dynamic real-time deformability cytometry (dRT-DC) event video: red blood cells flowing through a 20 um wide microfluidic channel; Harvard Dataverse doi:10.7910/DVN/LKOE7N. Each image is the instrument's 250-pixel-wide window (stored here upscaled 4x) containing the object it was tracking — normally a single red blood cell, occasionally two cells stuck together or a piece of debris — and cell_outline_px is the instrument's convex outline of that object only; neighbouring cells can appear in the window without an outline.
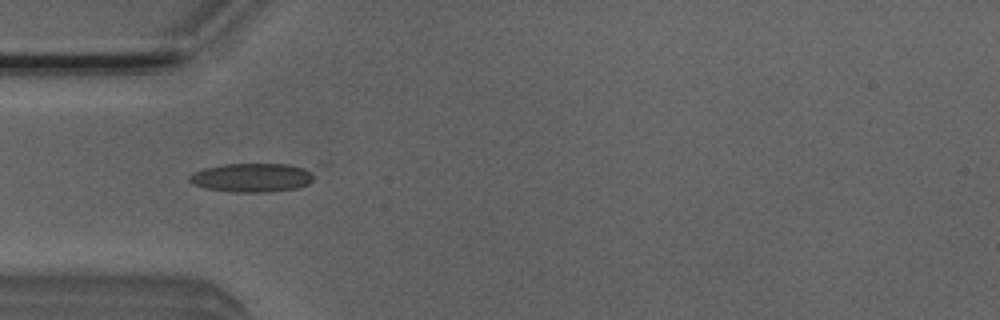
{"species": "Egyptian fruit bat (a non-hibernating species)", "species_latin": "Rousettus aegyptiacus", "temperature_condition": "room temperature", "stored_images_in_passage": 31, "camera_frame_rate_fps": 3000, "um_per_image_px": 0.085, "animal": {"sex": "male"}, "frame": {"image": 1, "passage_image": 2, "time_ms": 0.333, "image_size_px": [1000, 320], "cell_outline_px": [[312, 180], [308, 184], [296, 188], [268, 192], [232, 192], [204, 188], [192, 184], [188, 180], [188, 176], [192, 172], [204, 168], [224, 164], [288, 164], [304, 168], [312, 176]], "centroid_in_image_um": [21.32, 15.1], "position_along_channel_um": 63.7, "area_um2": 20.87}}
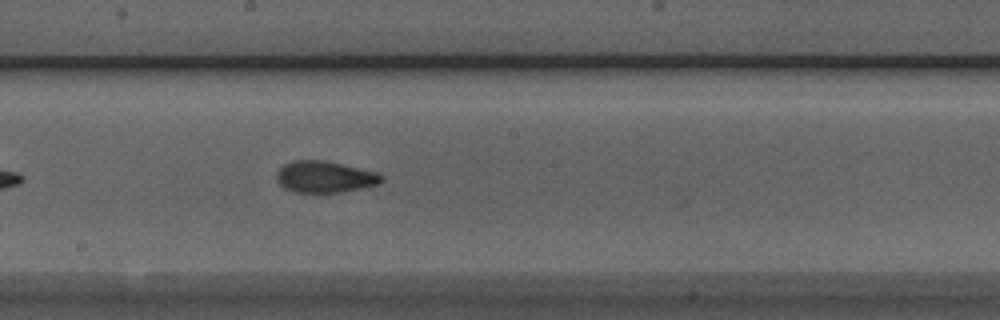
{"frame": {"image": 2, "passage_image": 14, "time_ms": 4.333, "image_size_px": [1000, 320], "cell_outline_px": [[384, 180], [380, 184], [364, 188], [340, 192], [296, 192], [284, 188], [280, 184], [276, 176], [276, 172], [284, 164], [292, 160], [320, 160], [340, 164], [376, 172], [384, 176]], "centroid_in_image_um": [27.62, 15.04], "position_along_channel_um": 220.6, "area_um2": 19.19}}
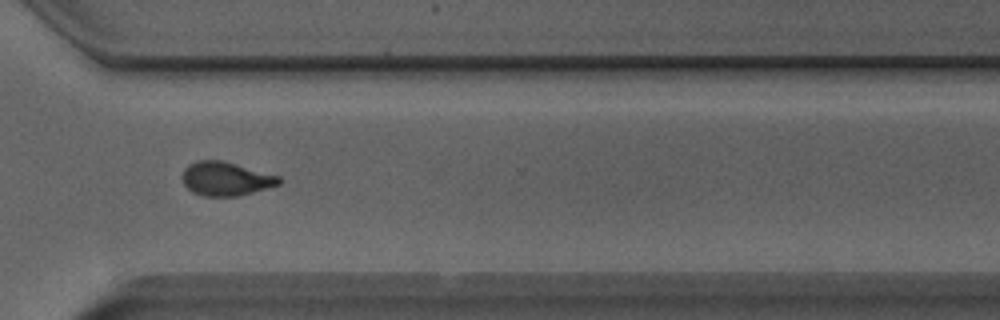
{"frame": {"image": 3, "passage_image": 24, "time_ms": 7.667, "image_size_px": [1000, 320], "cell_outline_px": [[280, 184], [240, 196], [204, 196], [192, 192], [184, 184], [180, 176], [184, 168], [188, 164], [196, 160], [220, 160], [236, 164], [280, 176]], "centroid_in_image_um": [19.15, 15.19], "position_along_channel_um": 351.4, "area_um2": 19.13}, "authors_computed_cell_mechanics": {"area_um2": 18.9006, "velocity_mm_per_s": 3.9268, "shape_relaxation_time_tau1_ms": 8.7604, "shape_relaxation_time_tau2_ms": 1.4781, "deformation_change_tau1": 0.2113, "deformation_change_tau2": 0.086}}